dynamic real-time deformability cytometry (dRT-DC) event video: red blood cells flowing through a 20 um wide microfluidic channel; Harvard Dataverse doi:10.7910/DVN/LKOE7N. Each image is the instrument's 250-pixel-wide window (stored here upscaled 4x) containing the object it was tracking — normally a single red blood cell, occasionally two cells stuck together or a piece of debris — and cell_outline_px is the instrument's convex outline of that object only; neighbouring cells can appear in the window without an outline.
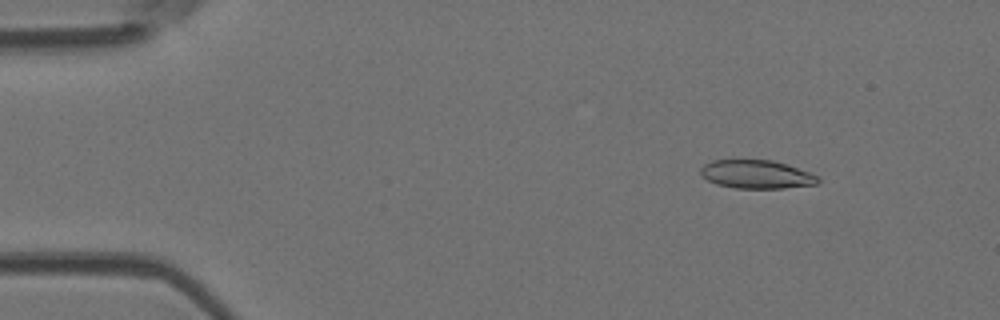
{"species": "Egyptian fruit bat (a non-hibernating species)", "species_latin": "Rousettus aegyptiacus", "temperature_condition": "room temperature", "stored_images_in_passage": 52, "camera_frame_rate_fps": 3000, "um_per_image_px": 0.085, "animal": {"sex": "female"}, "frame": {"image": 1, "passage_image": 6, "time_ms": 1.667, "image_size_px": [1000, 320], "cell_outline_px": [[820, 180], [816, 184], [784, 188], [736, 188], [716, 184], [708, 180], [700, 172], [700, 168], [704, 164], [712, 160], [772, 160], [788, 164], [820, 176]], "centroid_in_image_um": [64.33, 14.81], "position_along_channel_um": 20.7, "area_um2": 19.48}}
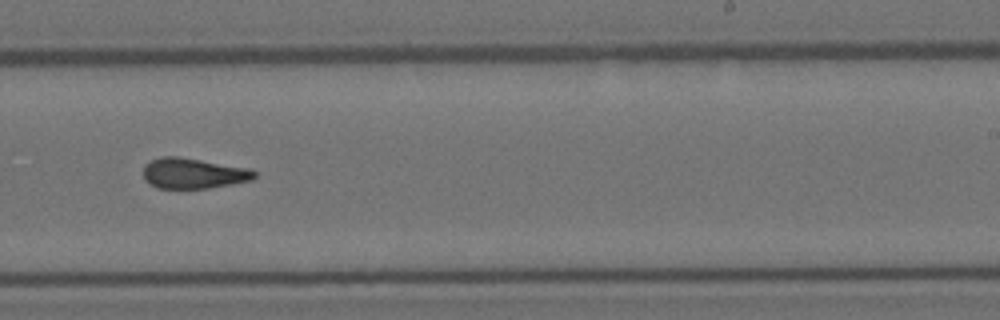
{"frame": {"image": 2, "passage_image": 32, "time_ms": 10.333, "image_size_px": [1000, 320], "cell_outline_px": [[256, 176], [252, 180], [232, 184], [208, 188], [156, 188], [148, 184], [144, 180], [144, 164], [160, 156], [176, 156], [252, 168], [256, 172]], "centroid_in_image_um": [16.43, 14.73], "position_along_channel_um": 272.6, "area_um2": 19.94}}
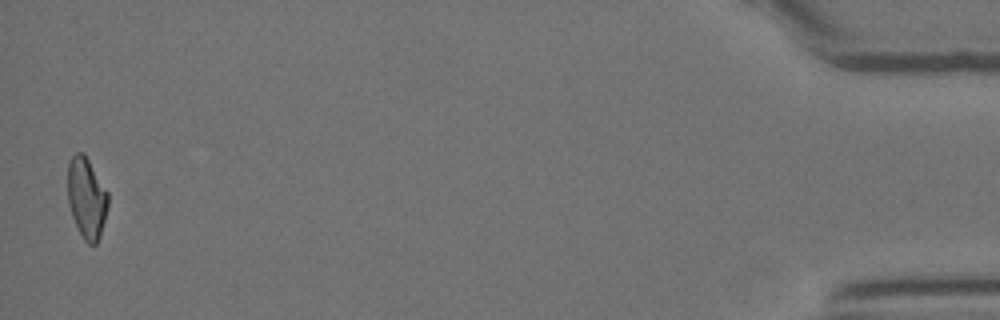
{"frame": {"image": 3, "passage_image": 51, "time_ms": 16.667, "image_size_px": [1000, 320], "cell_outline_px": [[108, 204], [100, 236], [96, 244], [88, 244], [84, 240], [72, 216], [68, 204], [68, 160], [76, 152], [84, 152], [108, 192]], "centroid_in_image_um": [7.35, 16.79], "position_along_channel_um": 427.8, "area_um2": 18.96}, "authors_computed_cell_mechanics": {"area_um2": 20.0566, "velocity_mm_per_s": 3.8951, "shape_relaxation_time_tau1_ms": null, "shape_relaxation_time_tau2_ms": 2.5554, "deformation_change_tau1": null, "deformation_change_tau2": 0.1138}}